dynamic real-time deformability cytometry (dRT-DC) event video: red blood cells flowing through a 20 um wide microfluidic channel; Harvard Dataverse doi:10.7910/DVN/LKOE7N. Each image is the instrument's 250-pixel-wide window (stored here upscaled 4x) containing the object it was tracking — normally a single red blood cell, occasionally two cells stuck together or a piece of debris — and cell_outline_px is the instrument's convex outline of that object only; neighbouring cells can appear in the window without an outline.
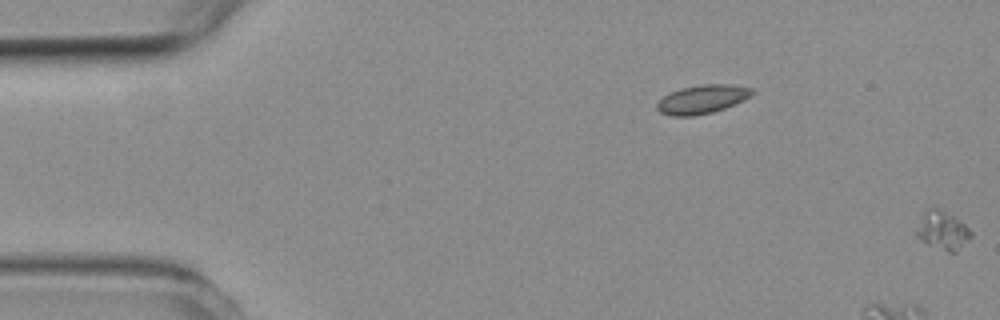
{"species": "common noctule bat (a hibernating species)", "species_latin": "Nyctalus noctula", "temperature_condition": "room temperature", "stored_images_in_passage": 3, "segment_of_instrument_passage": [2, 2], "camera_frame_rate_fps": 3000, "um_per_image_px": 0.085, "animal": {"sex": "female", "body_mass_g": 19.3, "forearm_length_mm": 54.1}, "frame": {"image": 1, "passage_image": 3, "time_ms": 2.333, "image_size_px": [1000, 320], "cell_outline_px": [[972, 236], [956, 252], [948, 252], [928, 244], [916, 236], [916, 232], [924, 212], [928, 208], [940, 208], [964, 224], [972, 232]], "centroid_in_image_um": [80.13, 19.59], "position_along_channel_um": 4.9, "area_um2": 11.85}}